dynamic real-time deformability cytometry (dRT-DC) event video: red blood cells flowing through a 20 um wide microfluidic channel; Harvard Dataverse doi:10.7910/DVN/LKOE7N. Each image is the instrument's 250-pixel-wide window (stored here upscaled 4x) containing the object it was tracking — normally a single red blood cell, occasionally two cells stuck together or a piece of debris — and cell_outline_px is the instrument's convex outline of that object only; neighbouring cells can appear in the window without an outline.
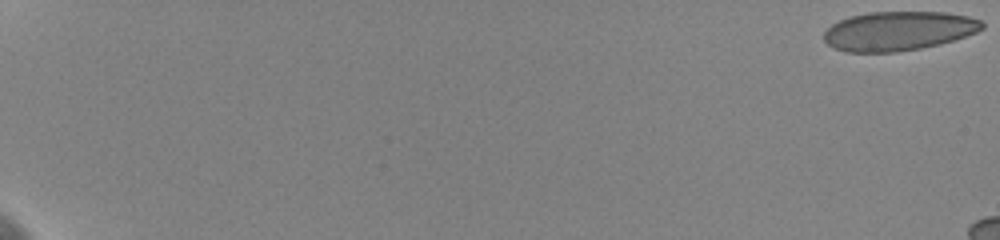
{"species": "human", "species_latin": "Homo sapiens", "temperature_condition": "cold", "stored_images_in_passage": 9, "camera_frame_rate_fps": 3000, "um_per_image_px": 0.085, "donor": {"sex": "female"}, "frame": {"image": 1, "passage_image": 1, "time_ms": 0.0, "image_size_px": [1000, 240], "cell_outline_px": [[984, 28], [976, 32], [940, 44], [920, 48], [896, 52], [844, 52], [832, 48], [824, 40], [824, 32], [832, 24], [840, 20], [852, 16], [868, 12], [944, 12], [968, 16], [980, 20], [984, 24]], "centroid_in_image_um": [76.35, 2.63], "position_along_channel_um": 8.7, "area_um2": 36.07}}